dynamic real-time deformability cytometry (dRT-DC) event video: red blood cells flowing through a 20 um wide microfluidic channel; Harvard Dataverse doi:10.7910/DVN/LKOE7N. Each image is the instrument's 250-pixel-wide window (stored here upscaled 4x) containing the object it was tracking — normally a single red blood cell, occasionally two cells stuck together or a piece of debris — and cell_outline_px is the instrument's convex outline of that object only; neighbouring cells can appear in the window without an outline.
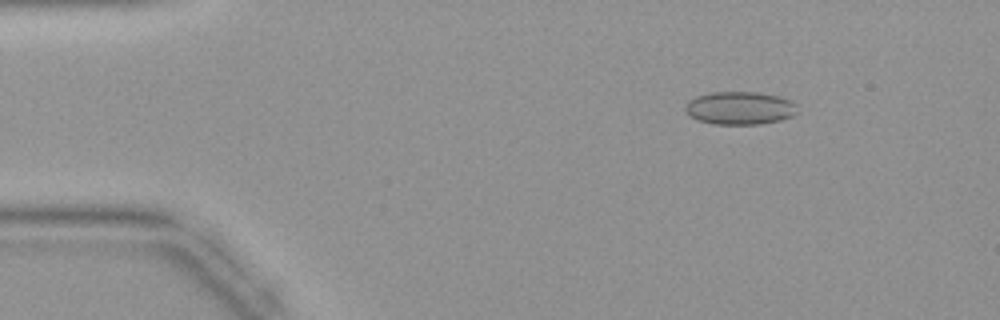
{"species": "common noctule bat (a hibernating species)", "species_latin": "Nyctalus noctula", "temperature_condition": "warm", "stored_images_in_passage": 39, "camera_frame_rate_fps": 3000, "um_per_image_px": 0.085, "animal": {"sex": "female", "body_mass_g": 19.9}, "frame": {"image": 1, "passage_image": 2, "time_ms": 0.333, "image_size_px": [1000, 320], "cell_outline_px": [[796, 112], [792, 116], [780, 120], [760, 124], [712, 124], [696, 120], [684, 108], [684, 104], [688, 100], [696, 96], [712, 92], [756, 92], [780, 96], [792, 100], [796, 104]], "centroid_in_image_um": [62.88, 9.18], "position_along_channel_um": 22.1, "area_um2": 21.68}}
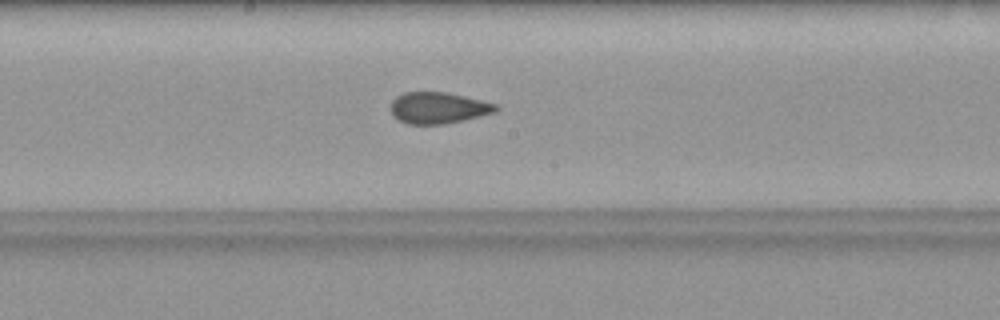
{"frame": {"image": 2, "passage_image": 19, "time_ms": 6.0, "image_size_px": [1000, 320], "cell_outline_px": [[500, 108], [496, 112], [464, 120], [444, 124], [408, 124], [392, 116], [388, 108], [392, 100], [396, 96], [404, 92], [448, 92], [500, 104]], "centroid_in_image_um": [37.26, 9.16], "position_along_channel_um": 210.9, "area_um2": 19.65}}
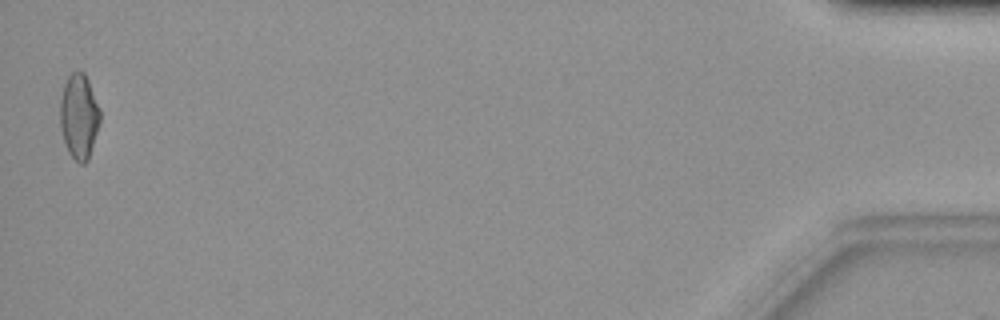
{"frame": {"image": 3, "passage_image": 39, "time_ms": 12.667, "image_size_px": [1000, 320], "cell_outline_px": [[100, 120], [88, 160], [84, 164], [80, 164], [68, 152], [64, 144], [60, 128], [60, 100], [64, 84], [68, 76], [72, 72], [80, 68], [84, 72], [88, 80], [100, 108]], "centroid_in_image_um": [6.7, 9.86], "position_along_channel_um": 428.5, "area_um2": 19.94}}